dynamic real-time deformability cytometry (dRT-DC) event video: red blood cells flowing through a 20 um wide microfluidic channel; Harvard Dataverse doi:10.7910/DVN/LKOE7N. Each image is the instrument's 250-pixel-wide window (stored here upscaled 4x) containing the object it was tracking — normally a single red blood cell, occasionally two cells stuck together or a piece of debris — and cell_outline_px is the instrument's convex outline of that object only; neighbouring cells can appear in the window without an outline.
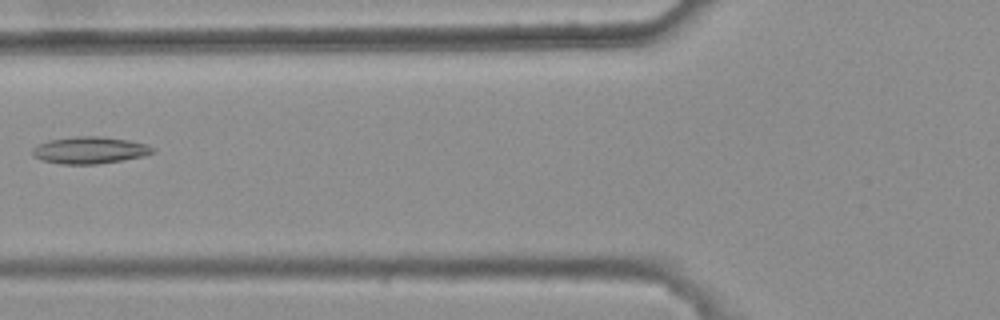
{"species": "common noctule bat (a hibernating species)", "species_latin": "Nyctalus noctula", "temperature_condition": "warm", "stored_images_in_passage": 4, "camera_frame_rate_fps": 3000, "um_per_image_px": 0.085, "animal": {"sex": "female", "body_mass_g": 25.1}, "frame": {"image": 1, "passage_image": 4, "time_ms": 1.0, "image_size_px": [1000, 320], "cell_outline_px": [[156, 152], [144, 156], [96, 164], [60, 164], [40, 160], [32, 156], [32, 148], [36, 144], [48, 140], [76, 136], [104, 136], [128, 140], [148, 144]], "centroid_in_image_um": [7.58, 12.76], "position_along_channel_um": 118.2, "area_um2": 19.07}}